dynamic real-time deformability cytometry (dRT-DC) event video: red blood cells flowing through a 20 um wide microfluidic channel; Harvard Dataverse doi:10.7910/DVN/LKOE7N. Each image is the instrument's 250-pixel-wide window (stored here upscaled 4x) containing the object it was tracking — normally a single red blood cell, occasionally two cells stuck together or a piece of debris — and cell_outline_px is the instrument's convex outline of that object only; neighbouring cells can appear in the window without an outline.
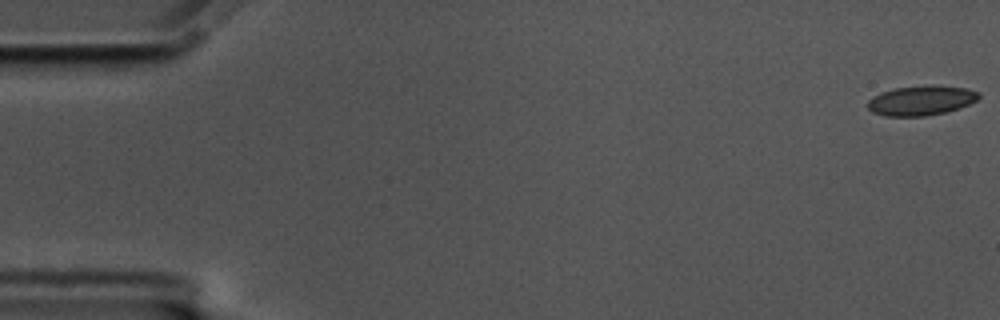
{"species": "common noctule bat (a hibernating species)", "species_latin": "Nyctalus noctula", "temperature_condition": "cold", "stored_images_in_passage": 58, "camera_frame_rate_fps": 3000, "um_per_image_px": 0.085, "animal": {"sex": "male", "body_mass_g": 17.5, "forearm_length_mm": 52.3}, "frame": {"image": 1, "passage_image": 1, "time_ms": 0.0, "image_size_px": [1000, 320], "cell_outline_px": [[980, 96], [976, 100], [960, 108], [944, 112], [924, 116], [884, 116], [872, 112], [868, 108], [868, 100], [872, 96], [896, 88], [936, 84], [964, 88], [980, 92]], "centroid_in_image_um": [78.3, 8.54], "position_along_channel_um": 6.7, "area_um2": 19.19}}
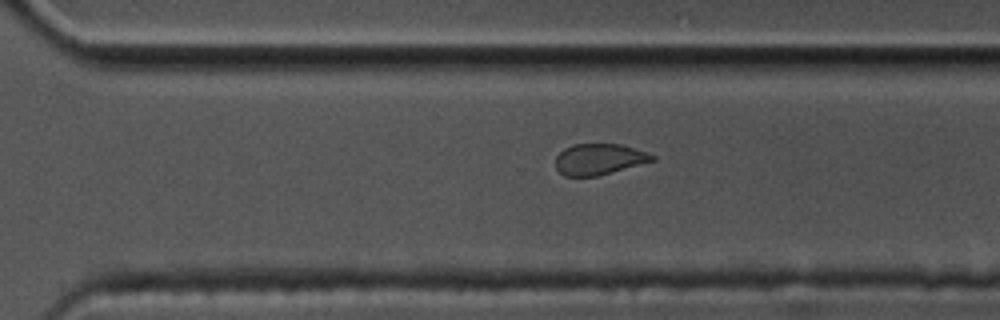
{"frame": {"image": 2, "passage_image": 40, "time_ms": 13.0, "image_size_px": [1000, 320], "cell_outline_px": [[656, 160], [596, 176], [564, 176], [556, 168], [556, 156], [564, 148], [572, 144], [620, 144], [648, 152], [656, 156]], "centroid_in_image_um": [50.92, 13.52], "position_along_channel_um": 319.7, "area_um2": 17.46}}
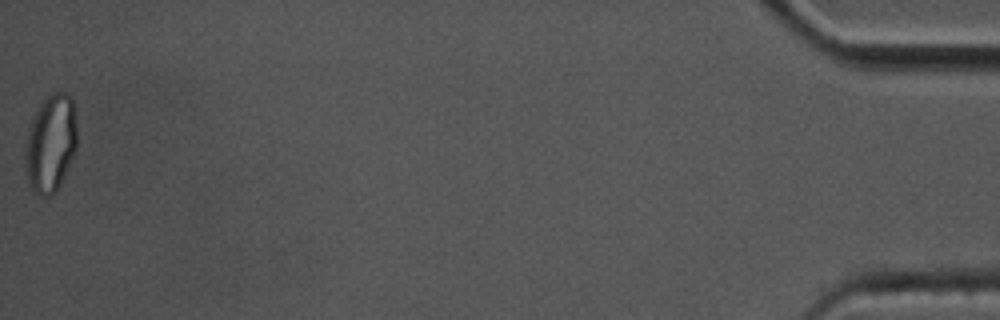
{"frame": {"image": 3, "passage_image": 58, "time_ms": 19.0, "image_size_px": [1000, 320], "cell_outline_px": [[76, 148], [60, 184], [52, 196], [40, 196], [32, 188], [28, 180], [24, 156], [24, 152], [28, 128], [32, 116], [40, 104], [52, 92], [64, 92], [72, 96], [76, 124]], "centroid_in_image_um": [4.29, 12.16], "position_along_channel_um": 430.9, "area_um2": 29.42}, "authors_computed_cell_mechanics": {"area_um2": 19.1896, "velocity_mm_per_s": 3.4906, "shape_relaxation_time_tau1_ms": 3.2775, "shape_relaxation_time_tau2_ms": 1.7119, "deformation_change_tau1": 0.106, "deformation_change_tau2": 0.0808}}